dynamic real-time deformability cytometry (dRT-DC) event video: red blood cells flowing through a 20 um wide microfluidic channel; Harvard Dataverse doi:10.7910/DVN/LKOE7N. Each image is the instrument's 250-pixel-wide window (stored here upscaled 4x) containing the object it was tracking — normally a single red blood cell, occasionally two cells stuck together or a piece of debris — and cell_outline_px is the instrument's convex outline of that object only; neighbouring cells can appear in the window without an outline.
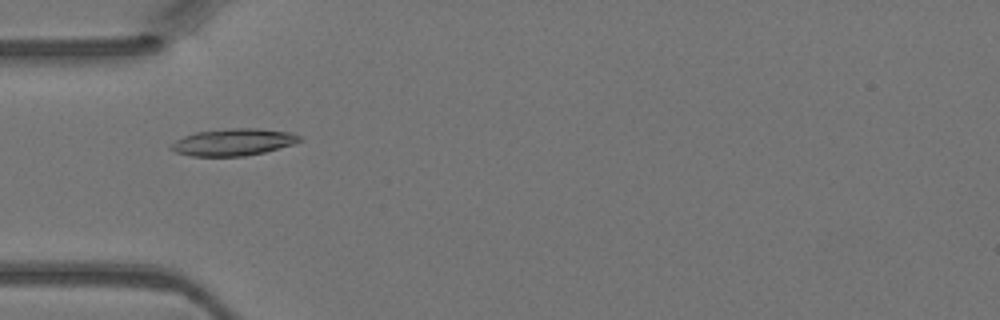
{"species": "Egyptian fruit bat (a non-hibernating species)", "species_latin": "Rousettus aegyptiacus", "temperature_condition": "warm", "stored_images_in_passage": 4, "camera_frame_rate_fps": 3000, "um_per_image_px": 0.085, "animal": {"sex": "female"}, "frame": {"image": 1, "passage_image": 4, "time_ms": 1.0, "image_size_px": [1000, 320], "cell_outline_px": [[304, 140], [292, 144], [264, 152], [244, 156], [192, 156], [176, 152], [168, 148], [176, 140], [184, 136], [196, 132], [228, 128], [256, 128], [292, 132], [300, 136]], "centroid_in_image_um": [19.84, 12.07], "position_along_channel_um": 65.2, "area_um2": 20.17}}